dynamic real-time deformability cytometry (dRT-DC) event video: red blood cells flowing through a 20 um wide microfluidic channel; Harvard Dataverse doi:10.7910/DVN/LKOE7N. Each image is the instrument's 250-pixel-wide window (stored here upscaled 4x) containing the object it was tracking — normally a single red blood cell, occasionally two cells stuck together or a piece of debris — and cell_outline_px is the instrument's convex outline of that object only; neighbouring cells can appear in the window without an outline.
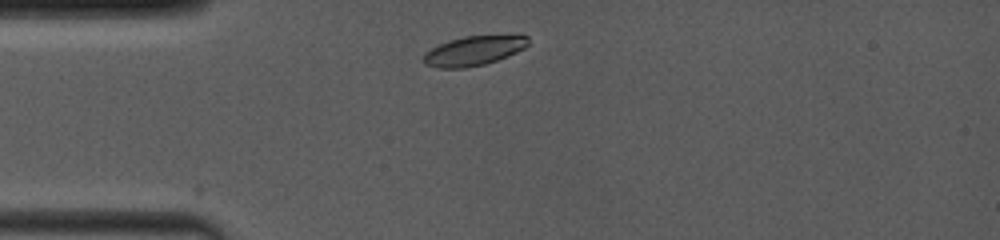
{"species": "common noctule bat (a hibernating species)", "species_latin": "Nyctalus noctula", "temperature_condition": "room temperature", "stored_images_in_passage": 4, "camera_frame_rate_fps": 4000, "um_per_image_px": 0.085, "animal": {"sex": "female", "body_mass_g": 19.0, "forearm_length_mm": 53.3}, "frame": {"image": 1, "passage_image": 2, "time_ms": 0.5, "image_size_px": [1000, 240], "cell_outline_px": [[528, 44], [524, 48], [508, 56], [484, 64], [464, 68], [436, 68], [424, 64], [420, 60], [424, 52], [448, 40], [464, 36], [528, 36]], "centroid_in_image_um": [40.17, 4.33], "position_along_channel_um": 44.8, "area_um2": 17.92}}